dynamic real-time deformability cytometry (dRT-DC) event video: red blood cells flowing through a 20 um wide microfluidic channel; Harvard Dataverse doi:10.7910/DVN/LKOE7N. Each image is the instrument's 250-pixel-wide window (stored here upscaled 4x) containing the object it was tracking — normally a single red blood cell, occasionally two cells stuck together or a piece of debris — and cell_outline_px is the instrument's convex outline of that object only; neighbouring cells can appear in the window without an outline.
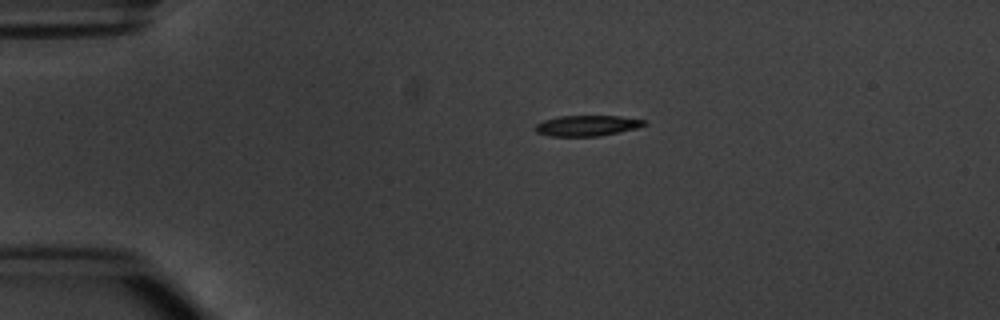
{"species": "common noctule bat (a hibernating species)", "species_latin": "Nyctalus noctula", "temperature_condition": "warm", "stored_images_in_passage": 6, "camera_frame_rate_fps": 3000, "um_per_image_px": 0.085, "animal": {"sex": "male", "body_mass_g": 20.1, "forearm_length_mm": 53.5}, "frame": {"image": 1, "passage_image": 6, "time_ms": 6.0, "image_size_px": [1000, 320], "cell_outline_px": [[648, 124], [636, 128], [600, 136], [548, 136], [536, 132], [536, 124], [544, 120], [560, 116], [620, 116], [644, 120]], "centroid_in_image_um": [49.9, 10.68], "position_along_channel_um": 35.1, "area_um2": 13.01}}